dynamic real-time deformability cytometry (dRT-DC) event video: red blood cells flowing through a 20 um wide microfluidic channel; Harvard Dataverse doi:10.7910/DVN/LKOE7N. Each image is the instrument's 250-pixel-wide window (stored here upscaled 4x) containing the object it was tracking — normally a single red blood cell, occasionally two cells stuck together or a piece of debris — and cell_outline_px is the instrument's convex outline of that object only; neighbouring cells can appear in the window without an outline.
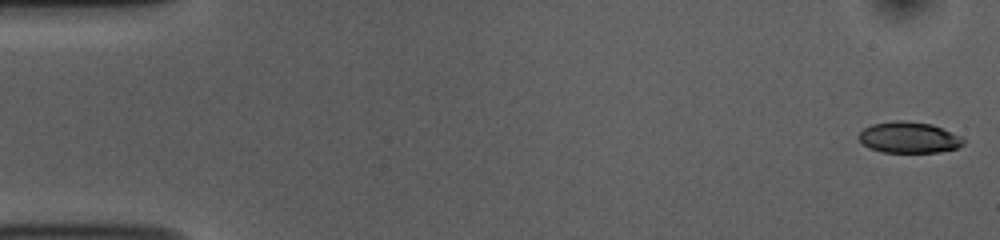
{"species": "common noctule bat (a hibernating species)", "species_latin": "Nyctalus noctula", "temperature_condition": "room temperature", "stored_images_in_passage": 48, "camera_frame_rate_fps": 3000, "um_per_image_px": 0.085, "animal": {"sex": "female", "body_mass_g": 10.0, "forearm_length_mm": 53.1}, "frame": {"image": 1, "passage_image": 1, "time_ms": 0.0, "image_size_px": [1000, 240], "cell_outline_px": [[964, 144], [956, 148], [940, 152], [884, 152], [868, 148], [856, 136], [864, 128], [872, 124], [896, 120], [900, 120], [932, 124], [960, 136], [964, 140]], "centroid_in_image_um": [77.23, 11.68], "position_along_channel_um": 7.8, "area_um2": 18.9}}
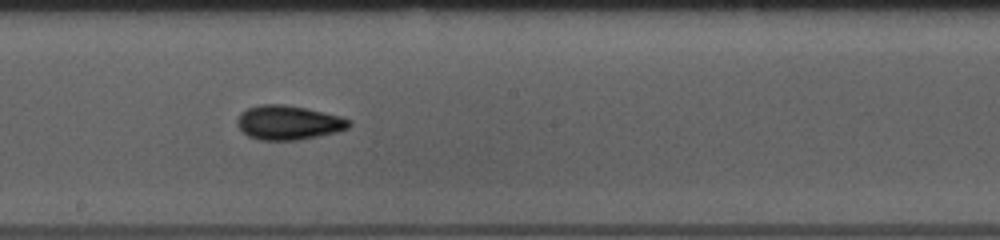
{"frame": {"image": 2, "passage_image": 29, "time_ms": 9.333, "image_size_px": [1000, 240], "cell_outline_px": [[352, 124], [348, 128], [336, 132], [320, 136], [296, 140], [260, 140], [248, 136], [236, 124], [236, 120], [240, 112], [248, 108], [260, 104], [284, 104], [308, 108], [340, 116], [348, 120]], "centroid_in_image_um": [24.5, 10.41], "position_along_channel_um": 223.7, "area_um2": 22.43}}
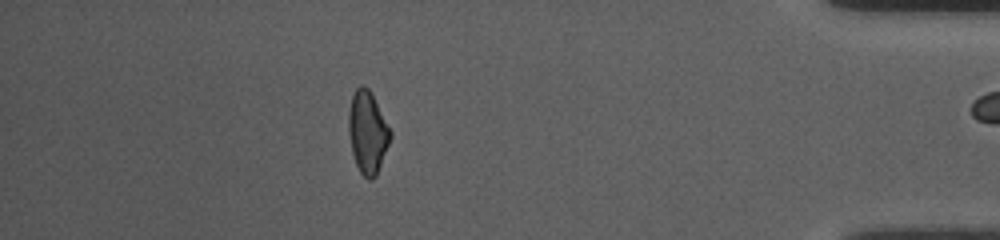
{"frame": {"image": 3, "passage_image": 47, "time_ms": 15.333, "image_size_px": [1000, 240], "cell_outline_px": [[392, 136], [376, 176], [372, 180], [368, 180], [360, 172], [356, 164], [352, 152], [348, 132], [348, 112], [352, 96], [356, 88], [360, 84], [364, 84], [372, 92], [392, 132]], "centroid_in_image_um": [31.25, 11.21], "position_along_channel_um": 404.0, "area_um2": 20.23}}